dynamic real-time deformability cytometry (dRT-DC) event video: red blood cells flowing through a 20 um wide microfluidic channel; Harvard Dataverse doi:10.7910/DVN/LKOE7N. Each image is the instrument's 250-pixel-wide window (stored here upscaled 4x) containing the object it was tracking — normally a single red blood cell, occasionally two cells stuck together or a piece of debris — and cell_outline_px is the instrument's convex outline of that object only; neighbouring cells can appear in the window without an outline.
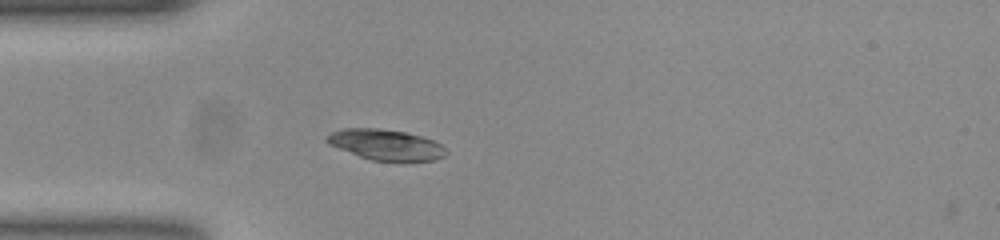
{"species": "common noctule bat (a hibernating species)", "species_latin": "Nyctalus noctula", "temperature_condition": "room temperature", "stored_images_in_passage": 4, "camera_frame_rate_fps": 3000, "um_per_image_px": 0.085, "animal": {"sex": "female", "body_mass_g": 23.0, "forearm_length_mm": 53.4}, "frame": {"image": 1, "passage_image": 2, "time_ms": 0.333, "image_size_px": [1000, 240], "cell_outline_px": [[448, 152], [444, 156], [436, 160], [372, 160], [360, 156], [328, 144], [324, 140], [324, 136], [332, 132], [344, 128], [380, 128], [404, 132], [420, 136], [432, 140], [440, 144]], "centroid_in_image_um": [32.76, 12.28], "position_along_channel_um": 52.2, "area_um2": 20.98}}